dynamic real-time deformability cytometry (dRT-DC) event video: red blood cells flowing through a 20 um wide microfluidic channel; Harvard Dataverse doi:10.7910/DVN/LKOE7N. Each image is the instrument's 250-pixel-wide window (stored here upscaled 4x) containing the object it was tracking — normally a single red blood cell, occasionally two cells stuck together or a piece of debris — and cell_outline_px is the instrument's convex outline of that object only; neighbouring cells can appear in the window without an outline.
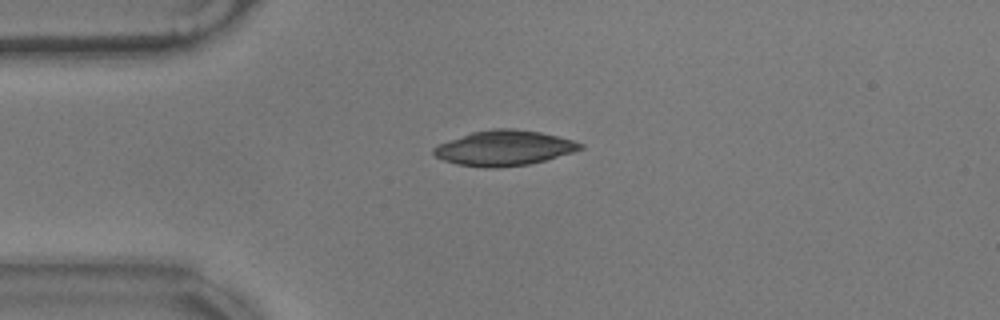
{"species": "common noctule bat (a hibernating species)", "species_latin": "Nyctalus noctula", "temperature_condition": "warm", "stored_images_in_passage": 44, "camera_frame_rate_fps": 3000, "um_per_image_px": 0.085, "animal": {"sex": "male", "body_mass_g": 17.9}, "frame": {"image": 1, "passage_image": 1, "time_ms": 0.0, "image_size_px": [1000, 320], "cell_outline_px": [[584, 148], [572, 152], [544, 160], [528, 164], [496, 168], [488, 168], [456, 164], [444, 160], [436, 156], [432, 152], [432, 148], [440, 144], [472, 132], [492, 128], [512, 128], [540, 132], [572, 140], [584, 144]], "centroid_in_image_um": [42.85, 12.58], "position_along_channel_um": 42.2, "area_um2": 29.71}}
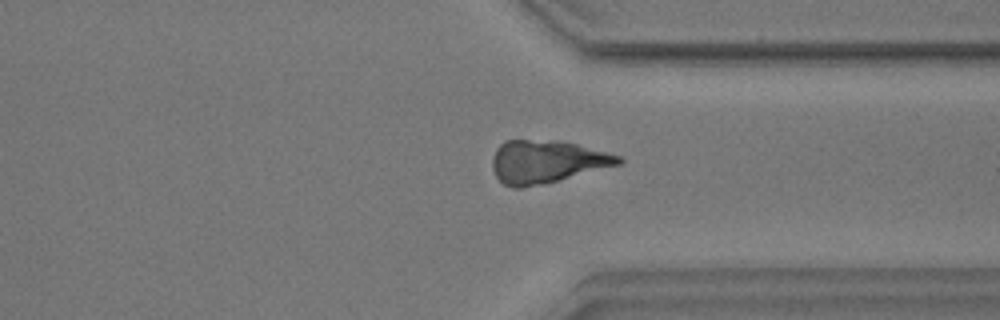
{"frame": {"image": 2, "passage_image": 30, "time_ms": 9.667, "image_size_px": [1000, 320], "cell_outline_px": [[624, 160], [620, 164], [544, 184], [520, 188], [512, 188], [504, 184], [496, 176], [492, 168], [492, 160], [496, 148], [504, 140], [556, 140], [576, 144], [620, 156]], "centroid_in_image_um": [46.43, 13.74], "position_along_channel_um": 365.0, "area_um2": 31.33}}
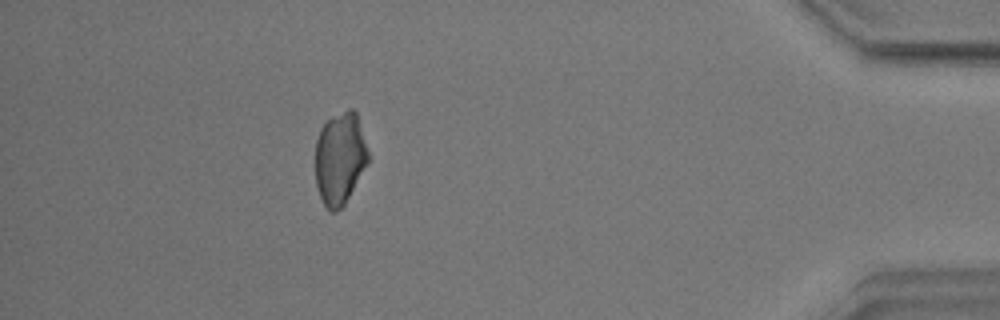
{"frame": {"image": 3, "passage_image": 38, "time_ms": 12.333, "image_size_px": [1000, 320], "cell_outline_px": [[368, 164], [344, 208], [336, 212], [328, 212], [320, 196], [316, 184], [316, 140], [320, 128], [328, 120], [348, 108], [352, 108], [356, 112], [368, 152]], "centroid_in_image_um": [28.9, 13.53], "position_along_channel_um": 406.3, "area_um2": 28.67}}